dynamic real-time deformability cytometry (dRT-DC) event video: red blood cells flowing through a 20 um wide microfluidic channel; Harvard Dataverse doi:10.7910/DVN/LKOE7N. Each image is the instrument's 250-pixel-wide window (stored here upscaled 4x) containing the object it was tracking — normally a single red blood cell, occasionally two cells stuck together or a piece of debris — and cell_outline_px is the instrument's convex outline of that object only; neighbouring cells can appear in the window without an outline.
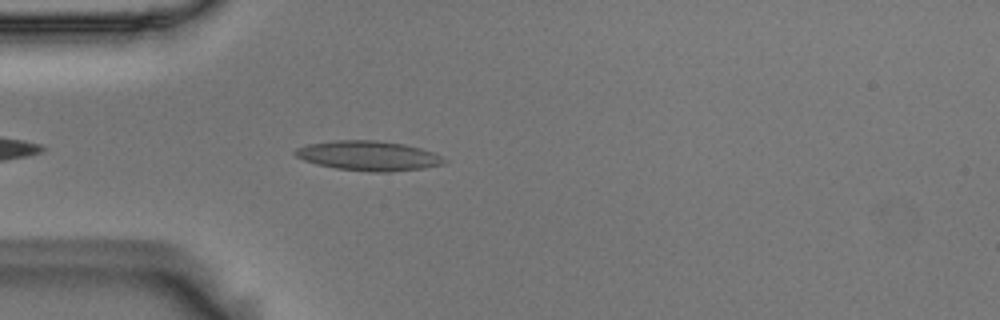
{"species": "Egyptian fruit bat (a non-hibernating species)", "species_latin": "Rousettus aegyptiacus", "temperature_condition": "room temperature", "stored_images_in_passage": 22, "camera_frame_rate_fps": 3000, "um_per_image_px": 0.085, "animal": {"sex": "male"}, "frame": {"image": 1, "passage_image": 5, "time_ms": 1.333, "image_size_px": [1000, 320], "cell_outline_px": [[448, 160], [444, 164], [424, 168], [388, 172], [368, 172], [336, 168], [316, 164], [304, 160], [296, 156], [292, 152], [296, 148], [308, 144], [332, 140], [376, 140], [404, 144], [420, 148], [432, 152]], "centroid_in_image_um": [31.3, 13.24], "position_along_channel_um": 53.7, "area_um2": 25.89}}
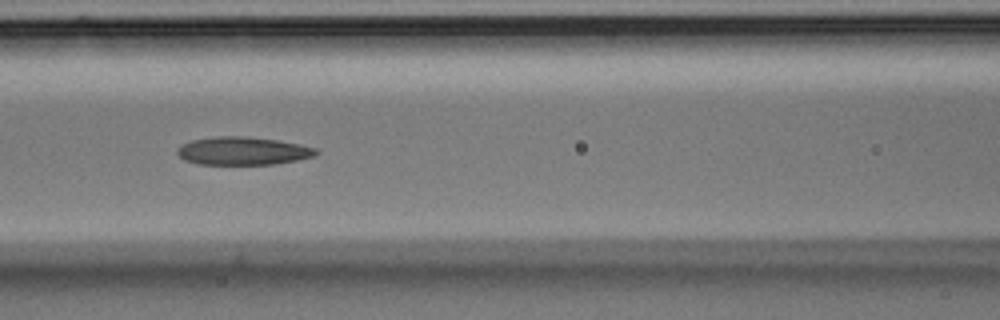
{"frame": {"image": 2, "passage_image": 13, "time_ms": 4.0, "image_size_px": [1000, 320], "cell_outline_px": [[320, 152], [312, 156], [296, 160], [276, 164], [200, 164], [184, 160], [176, 152], [176, 148], [180, 144], [192, 140], [216, 136], [240, 136], [276, 140], [300, 144], [316, 148]], "centroid_in_image_um": [20.61, 12.82], "position_along_channel_um": 146.0, "area_um2": 22.6}}
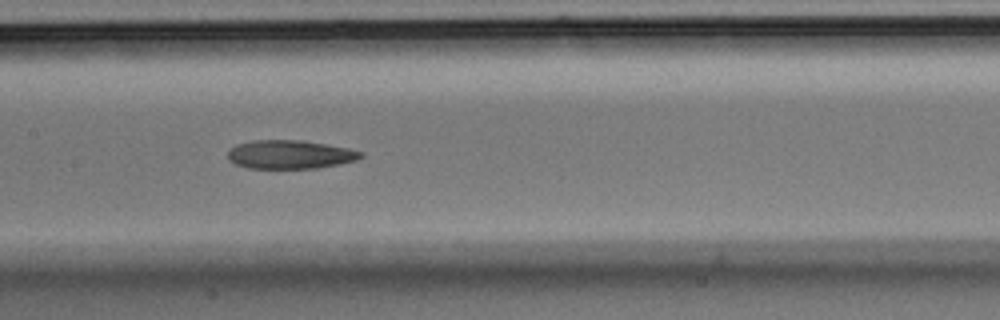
{"frame": {"image": 3, "passage_image": 16, "time_ms": 5.0, "image_size_px": [1000, 320], "cell_outline_px": [[364, 156], [356, 160], [340, 164], [316, 168], [248, 168], [236, 164], [228, 160], [228, 152], [236, 144], [252, 140], [300, 140], [348, 148], [364, 152]], "centroid_in_image_um": [24.65, 13.13], "position_along_channel_um": 182.7, "area_um2": 22.14}}